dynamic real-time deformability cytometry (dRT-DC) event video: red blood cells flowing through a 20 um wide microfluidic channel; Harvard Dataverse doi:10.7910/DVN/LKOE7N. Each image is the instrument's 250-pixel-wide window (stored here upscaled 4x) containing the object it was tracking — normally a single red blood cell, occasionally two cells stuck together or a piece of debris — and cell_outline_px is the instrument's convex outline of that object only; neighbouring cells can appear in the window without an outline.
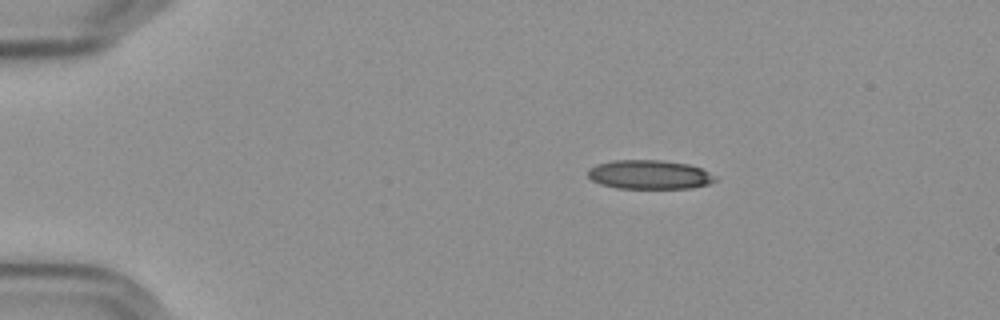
{"species": "Egyptian fruit bat (a non-hibernating species)", "species_latin": "Rousettus aegyptiacus", "temperature_condition": "cold", "stored_images_in_passage": 47, "camera_frame_rate_fps": 3000, "um_per_image_px": 0.085, "frame": {"image": 1, "passage_image": 1, "time_ms": 0.0, "image_size_px": [1000, 320], "cell_outline_px": [[716, 180], [708, 184], [692, 188], [616, 188], [600, 184], [592, 180], [588, 176], [588, 168], [596, 164], [612, 160], [660, 160], [688, 164], [700, 168], [716, 176]], "centroid_in_image_um": [55.17, 14.84], "position_along_channel_um": 29.8, "area_um2": 21.56}}
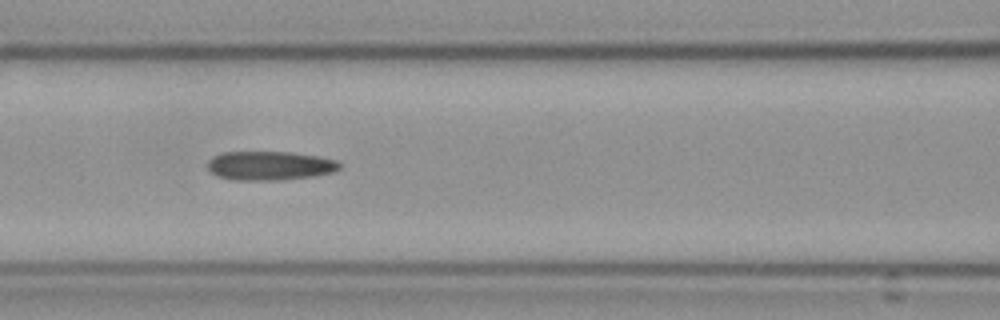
{"frame": {"image": 2, "passage_image": 16, "time_ms": 5.0, "image_size_px": [1000, 320], "cell_outline_px": [[340, 168], [332, 172], [316, 176], [280, 180], [232, 180], [216, 176], [208, 168], [208, 160], [212, 156], [224, 152], [292, 152], [320, 156], [336, 160], [340, 164]], "centroid_in_image_um": [22.93, 14.08], "position_along_channel_um": 143.7, "area_um2": 22.48}}
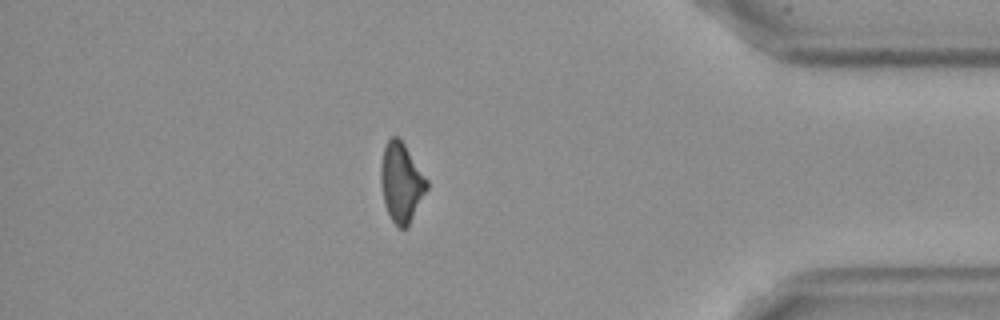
{"frame": {"image": 3, "passage_image": 40, "time_ms": 13.0, "image_size_px": [1000, 320], "cell_outline_px": [[428, 188], [408, 228], [400, 228], [392, 220], [384, 204], [380, 184], [380, 164], [384, 148], [388, 140], [392, 136], [396, 136], [404, 144], [428, 180]], "centroid_in_image_um": [34.11, 15.53], "position_along_channel_um": 401.1, "area_um2": 21.27}, "authors_computed_cell_mechanics": {"area_um2": 22.3108, "velocity_mm_per_s": 3.6144, "shape_relaxation_time_tau1_ms": null, "shape_relaxation_time_tau2_ms": 7.9763, "deformation_change_tau1": null, "deformation_change_tau2": 0.1961}}